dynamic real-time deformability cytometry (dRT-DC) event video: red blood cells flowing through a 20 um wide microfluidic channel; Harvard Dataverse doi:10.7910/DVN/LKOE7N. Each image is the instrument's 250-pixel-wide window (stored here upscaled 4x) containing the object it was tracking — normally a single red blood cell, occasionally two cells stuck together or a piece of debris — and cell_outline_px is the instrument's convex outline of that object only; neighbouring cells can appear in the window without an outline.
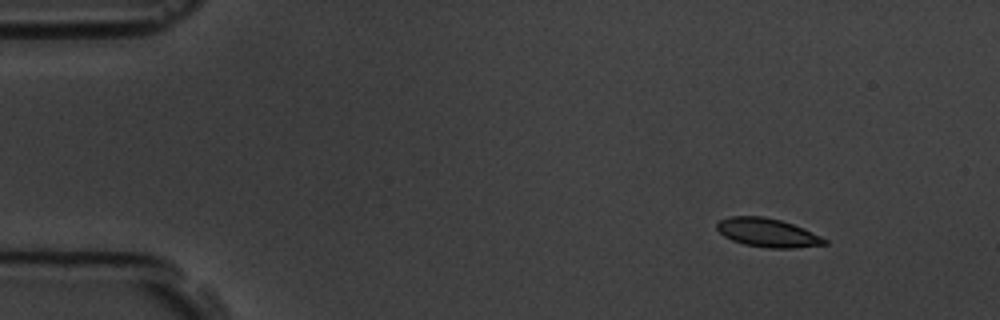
{"species": "common noctule bat (a hibernating species)", "species_latin": "Nyctalus noctula", "temperature_condition": "room temperature", "stored_images_in_passage": 4, "camera_frame_rate_fps": 3000, "um_per_image_px": 0.085, "animal": {"sex": "male", "body_mass_g": 19.5, "forearm_length_mm": 54.6}, "frame": {"image": 1, "passage_image": 1, "time_ms": 0.0, "image_size_px": [1000, 320], "cell_outline_px": [[828, 244], [792, 248], [768, 248], [744, 244], [732, 240], [724, 236], [716, 228], [716, 224], [720, 220], [728, 216], [764, 216], [780, 220], [804, 228], [828, 240]], "centroid_in_image_um": [65.23, 19.77], "position_along_channel_um": 19.8, "area_um2": 17.98}}
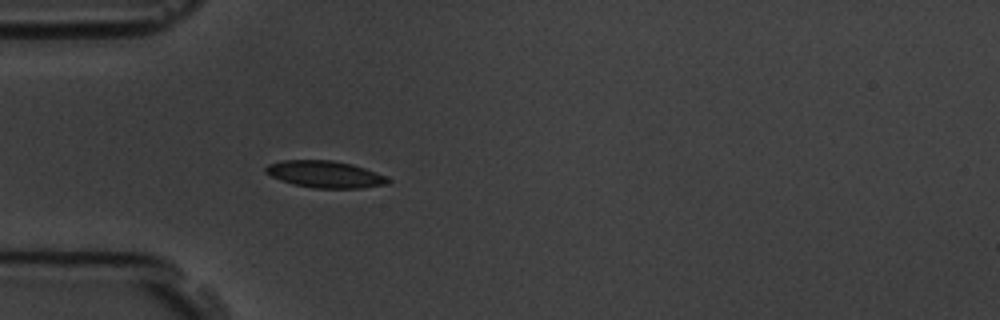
{"frame": {"image": 2, "passage_image": 4, "time_ms": 3.333, "image_size_px": [1000, 320], "cell_outline_px": [[392, 180], [388, 184], [360, 188], [316, 188], [292, 184], [280, 180], [264, 172], [264, 168], [268, 164], [284, 160], [332, 160], [352, 164], [364, 168], [384, 176]], "centroid_in_image_um": [27.6, 14.81], "position_along_channel_um": 57.4, "area_um2": 19.07}}